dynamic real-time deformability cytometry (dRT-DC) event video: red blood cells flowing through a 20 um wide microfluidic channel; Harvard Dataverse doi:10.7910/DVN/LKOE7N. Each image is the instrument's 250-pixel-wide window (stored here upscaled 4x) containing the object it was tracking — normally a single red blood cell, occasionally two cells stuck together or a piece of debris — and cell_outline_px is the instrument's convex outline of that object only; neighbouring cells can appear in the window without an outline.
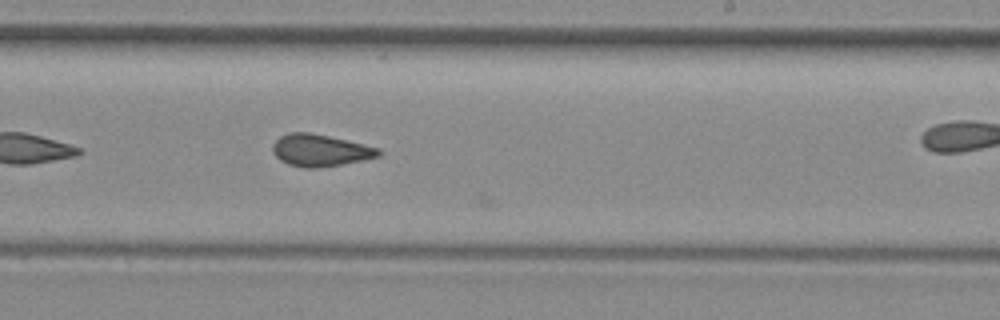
{"species": "common noctule bat (a hibernating species)", "species_latin": "Nyctalus noctula", "temperature_condition": "room temperature", "stored_images_in_passage": 25, "camera_frame_rate_fps": 3000, "um_per_image_px": 0.085, "animal": {"sex": "female", "body_mass_g": 29.2, "forearm_length_mm": 56.3}, "frame": {"image": 1, "passage_image": 23, "time_ms": 7.333, "image_size_px": [1000, 320], "cell_outline_px": [[384, 152], [380, 156], [364, 160], [316, 168], [304, 168], [288, 164], [280, 160], [272, 152], [272, 144], [280, 136], [288, 132], [308, 132], [328, 136], [364, 144], [380, 148]], "centroid_in_image_um": [27.22, 12.78], "position_along_channel_um": 261.8, "area_um2": 19.83}}